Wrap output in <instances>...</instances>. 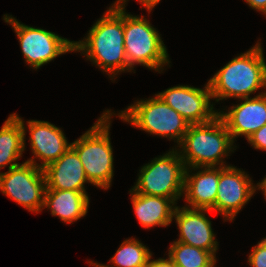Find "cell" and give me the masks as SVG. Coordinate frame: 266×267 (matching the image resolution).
Returning <instances> with one entry per match:
<instances>
[{
  "label": "cell",
  "mask_w": 266,
  "mask_h": 267,
  "mask_svg": "<svg viewBox=\"0 0 266 267\" xmlns=\"http://www.w3.org/2000/svg\"><path fill=\"white\" fill-rule=\"evenodd\" d=\"M74 52L83 54L112 81L122 72H133L128 66L124 47V7L109 6L86 37L74 41Z\"/></svg>",
  "instance_id": "6da1fadb"
},
{
  "label": "cell",
  "mask_w": 266,
  "mask_h": 267,
  "mask_svg": "<svg viewBox=\"0 0 266 267\" xmlns=\"http://www.w3.org/2000/svg\"><path fill=\"white\" fill-rule=\"evenodd\" d=\"M262 43L241 53L208 80L212 99L248 98L257 90H266V62Z\"/></svg>",
  "instance_id": "7a4b0ae2"
},
{
  "label": "cell",
  "mask_w": 266,
  "mask_h": 267,
  "mask_svg": "<svg viewBox=\"0 0 266 267\" xmlns=\"http://www.w3.org/2000/svg\"><path fill=\"white\" fill-rule=\"evenodd\" d=\"M235 147L225 123L217 115L209 122L190 124L176 150L186 168L227 167L230 165L224 159L234 153Z\"/></svg>",
  "instance_id": "3957f363"
},
{
  "label": "cell",
  "mask_w": 266,
  "mask_h": 267,
  "mask_svg": "<svg viewBox=\"0 0 266 267\" xmlns=\"http://www.w3.org/2000/svg\"><path fill=\"white\" fill-rule=\"evenodd\" d=\"M115 113L105 110L88 131L71 147L77 152L89 184L108 190L114 176L113 148L110 139L111 117Z\"/></svg>",
  "instance_id": "277c9868"
},
{
  "label": "cell",
  "mask_w": 266,
  "mask_h": 267,
  "mask_svg": "<svg viewBox=\"0 0 266 267\" xmlns=\"http://www.w3.org/2000/svg\"><path fill=\"white\" fill-rule=\"evenodd\" d=\"M129 0H116L112 5L124 7V47L128 66L136 64L162 73L169 65L167 48L159 31L144 16H134L125 10Z\"/></svg>",
  "instance_id": "5b68a950"
},
{
  "label": "cell",
  "mask_w": 266,
  "mask_h": 267,
  "mask_svg": "<svg viewBox=\"0 0 266 267\" xmlns=\"http://www.w3.org/2000/svg\"><path fill=\"white\" fill-rule=\"evenodd\" d=\"M117 115L123 122H128L133 127L150 135L174 140L177 146L190 125L186 119L167 105L157 94H155V97L146 98V100L135 101Z\"/></svg>",
  "instance_id": "8992f818"
},
{
  "label": "cell",
  "mask_w": 266,
  "mask_h": 267,
  "mask_svg": "<svg viewBox=\"0 0 266 267\" xmlns=\"http://www.w3.org/2000/svg\"><path fill=\"white\" fill-rule=\"evenodd\" d=\"M185 169L175 146V149L143 165L131 189L139 194L170 198L177 204L184 194Z\"/></svg>",
  "instance_id": "52a82bcc"
},
{
  "label": "cell",
  "mask_w": 266,
  "mask_h": 267,
  "mask_svg": "<svg viewBox=\"0 0 266 267\" xmlns=\"http://www.w3.org/2000/svg\"><path fill=\"white\" fill-rule=\"evenodd\" d=\"M3 20L14 29L24 61L34 70L60 55L74 52V41L42 28L25 25L12 15H3Z\"/></svg>",
  "instance_id": "ba28073f"
},
{
  "label": "cell",
  "mask_w": 266,
  "mask_h": 267,
  "mask_svg": "<svg viewBox=\"0 0 266 267\" xmlns=\"http://www.w3.org/2000/svg\"><path fill=\"white\" fill-rule=\"evenodd\" d=\"M46 179L43 169L29 162L0 172V191L29 212L43 210Z\"/></svg>",
  "instance_id": "9c48e42d"
},
{
  "label": "cell",
  "mask_w": 266,
  "mask_h": 267,
  "mask_svg": "<svg viewBox=\"0 0 266 267\" xmlns=\"http://www.w3.org/2000/svg\"><path fill=\"white\" fill-rule=\"evenodd\" d=\"M250 176L235 166L219 167L215 212L232 221L256 193Z\"/></svg>",
  "instance_id": "30bf717a"
},
{
  "label": "cell",
  "mask_w": 266,
  "mask_h": 267,
  "mask_svg": "<svg viewBox=\"0 0 266 267\" xmlns=\"http://www.w3.org/2000/svg\"><path fill=\"white\" fill-rule=\"evenodd\" d=\"M157 95L190 124L206 123L218 115L211 103L209 83L203 89L188 85L170 87ZM215 109V110H214Z\"/></svg>",
  "instance_id": "8fae6325"
},
{
  "label": "cell",
  "mask_w": 266,
  "mask_h": 267,
  "mask_svg": "<svg viewBox=\"0 0 266 267\" xmlns=\"http://www.w3.org/2000/svg\"><path fill=\"white\" fill-rule=\"evenodd\" d=\"M210 209L189 208L176 206L173 219L179 230V238L175 241L182 242L205 251H210L216 257L218 242L212 229L211 221L206 214Z\"/></svg>",
  "instance_id": "7c38bea8"
},
{
  "label": "cell",
  "mask_w": 266,
  "mask_h": 267,
  "mask_svg": "<svg viewBox=\"0 0 266 267\" xmlns=\"http://www.w3.org/2000/svg\"><path fill=\"white\" fill-rule=\"evenodd\" d=\"M239 101L241 103L230 106L226 112H218L233 142L239 136H245L248 139L266 125V90L254 97L242 98Z\"/></svg>",
  "instance_id": "4fadbf2b"
},
{
  "label": "cell",
  "mask_w": 266,
  "mask_h": 267,
  "mask_svg": "<svg viewBox=\"0 0 266 267\" xmlns=\"http://www.w3.org/2000/svg\"><path fill=\"white\" fill-rule=\"evenodd\" d=\"M29 141L32 154L26 162L44 169L50 163L58 160L70 147L66 135L61 128L48 121L28 120ZM35 159L41 161L37 163Z\"/></svg>",
  "instance_id": "5bb4252c"
},
{
  "label": "cell",
  "mask_w": 266,
  "mask_h": 267,
  "mask_svg": "<svg viewBox=\"0 0 266 267\" xmlns=\"http://www.w3.org/2000/svg\"><path fill=\"white\" fill-rule=\"evenodd\" d=\"M192 170L196 172L191 173ZM218 182L219 167L186 168L183 195L186 207L214 211Z\"/></svg>",
  "instance_id": "9a60e30c"
},
{
  "label": "cell",
  "mask_w": 266,
  "mask_h": 267,
  "mask_svg": "<svg viewBox=\"0 0 266 267\" xmlns=\"http://www.w3.org/2000/svg\"><path fill=\"white\" fill-rule=\"evenodd\" d=\"M46 189L73 190L86 192L84 167L77 152L70 147L58 160L43 169Z\"/></svg>",
  "instance_id": "2e32d148"
},
{
  "label": "cell",
  "mask_w": 266,
  "mask_h": 267,
  "mask_svg": "<svg viewBox=\"0 0 266 267\" xmlns=\"http://www.w3.org/2000/svg\"><path fill=\"white\" fill-rule=\"evenodd\" d=\"M130 196L135 215L143 228L169 226L173 221L176 203L166 197L144 195L130 189Z\"/></svg>",
  "instance_id": "e0dca14e"
},
{
  "label": "cell",
  "mask_w": 266,
  "mask_h": 267,
  "mask_svg": "<svg viewBox=\"0 0 266 267\" xmlns=\"http://www.w3.org/2000/svg\"><path fill=\"white\" fill-rule=\"evenodd\" d=\"M89 201L87 192L46 189L43 209H49L52 216L59 217L66 224H72L85 217Z\"/></svg>",
  "instance_id": "ac0fdd59"
},
{
  "label": "cell",
  "mask_w": 266,
  "mask_h": 267,
  "mask_svg": "<svg viewBox=\"0 0 266 267\" xmlns=\"http://www.w3.org/2000/svg\"><path fill=\"white\" fill-rule=\"evenodd\" d=\"M24 120L18 114H10L0 129V169H8L20 165L26 146V127Z\"/></svg>",
  "instance_id": "d6986e66"
},
{
  "label": "cell",
  "mask_w": 266,
  "mask_h": 267,
  "mask_svg": "<svg viewBox=\"0 0 266 267\" xmlns=\"http://www.w3.org/2000/svg\"><path fill=\"white\" fill-rule=\"evenodd\" d=\"M151 251L135 237L125 239L109 262L113 265L87 261L94 267H148Z\"/></svg>",
  "instance_id": "ffe728a7"
},
{
  "label": "cell",
  "mask_w": 266,
  "mask_h": 267,
  "mask_svg": "<svg viewBox=\"0 0 266 267\" xmlns=\"http://www.w3.org/2000/svg\"><path fill=\"white\" fill-rule=\"evenodd\" d=\"M168 256L176 267H216V257L203 249L174 241L168 249Z\"/></svg>",
  "instance_id": "44dd1931"
},
{
  "label": "cell",
  "mask_w": 266,
  "mask_h": 267,
  "mask_svg": "<svg viewBox=\"0 0 266 267\" xmlns=\"http://www.w3.org/2000/svg\"><path fill=\"white\" fill-rule=\"evenodd\" d=\"M247 261L251 267H266V237L251 248Z\"/></svg>",
  "instance_id": "7402d4cb"
},
{
  "label": "cell",
  "mask_w": 266,
  "mask_h": 267,
  "mask_svg": "<svg viewBox=\"0 0 266 267\" xmlns=\"http://www.w3.org/2000/svg\"><path fill=\"white\" fill-rule=\"evenodd\" d=\"M247 140L256 150L266 151V125L254 132Z\"/></svg>",
  "instance_id": "603a6c76"
},
{
  "label": "cell",
  "mask_w": 266,
  "mask_h": 267,
  "mask_svg": "<svg viewBox=\"0 0 266 267\" xmlns=\"http://www.w3.org/2000/svg\"><path fill=\"white\" fill-rule=\"evenodd\" d=\"M148 267H176V266L169 256L166 259L159 258L156 260L155 259L152 260V254H151Z\"/></svg>",
  "instance_id": "cb8c5ba5"
},
{
  "label": "cell",
  "mask_w": 266,
  "mask_h": 267,
  "mask_svg": "<svg viewBox=\"0 0 266 267\" xmlns=\"http://www.w3.org/2000/svg\"><path fill=\"white\" fill-rule=\"evenodd\" d=\"M245 2L249 7L262 12L266 17V0H245Z\"/></svg>",
  "instance_id": "d4e9b609"
},
{
  "label": "cell",
  "mask_w": 266,
  "mask_h": 267,
  "mask_svg": "<svg viewBox=\"0 0 266 267\" xmlns=\"http://www.w3.org/2000/svg\"><path fill=\"white\" fill-rule=\"evenodd\" d=\"M139 3H141V6L150 13L152 9L159 4L161 0H137Z\"/></svg>",
  "instance_id": "484cf974"
},
{
  "label": "cell",
  "mask_w": 266,
  "mask_h": 267,
  "mask_svg": "<svg viewBox=\"0 0 266 267\" xmlns=\"http://www.w3.org/2000/svg\"><path fill=\"white\" fill-rule=\"evenodd\" d=\"M256 190H261L263 192L264 199L266 200V177L256 184Z\"/></svg>",
  "instance_id": "4316f807"
}]
</instances>
